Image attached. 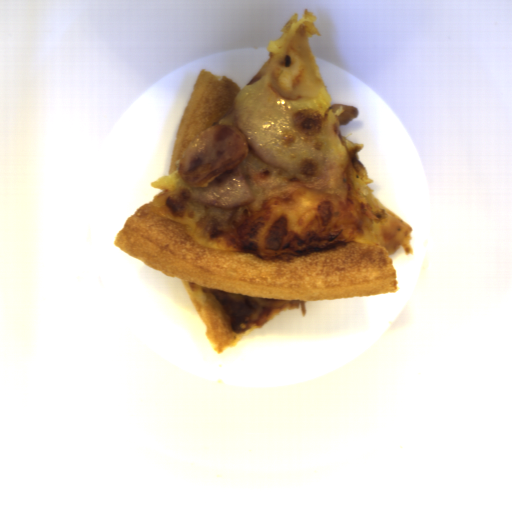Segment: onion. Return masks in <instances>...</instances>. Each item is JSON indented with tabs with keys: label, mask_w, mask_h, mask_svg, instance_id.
Wrapping results in <instances>:
<instances>
[{
	"label": "onion",
	"mask_w": 512,
	"mask_h": 512,
	"mask_svg": "<svg viewBox=\"0 0 512 512\" xmlns=\"http://www.w3.org/2000/svg\"><path fill=\"white\" fill-rule=\"evenodd\" d=\"M236 126L247 137L250 155L271 168L291 171L309 187L347 202L345 176L351 156L332 132L303 133L295 123L297 100L271 87V73L245 86L234 98Z\"/></svg>",
	"instance_id": "1"
},
{
	"label": "onion",
	"mask_w": 512,
	"mask_h": 512,
	"mask_svg": "<svg viewBox=\"0 0 512 512\" xmlns=\"http://www.w3.org/2000/svg\"><path fill=\"white\" fill-rule=\"evenodd\" d=\"M185 195L190 200L219 209L249 206L256 201L241 165L218 175L207 187H194Z\"/></svg>",
	"instance_id": "2"
}]
</instances>
